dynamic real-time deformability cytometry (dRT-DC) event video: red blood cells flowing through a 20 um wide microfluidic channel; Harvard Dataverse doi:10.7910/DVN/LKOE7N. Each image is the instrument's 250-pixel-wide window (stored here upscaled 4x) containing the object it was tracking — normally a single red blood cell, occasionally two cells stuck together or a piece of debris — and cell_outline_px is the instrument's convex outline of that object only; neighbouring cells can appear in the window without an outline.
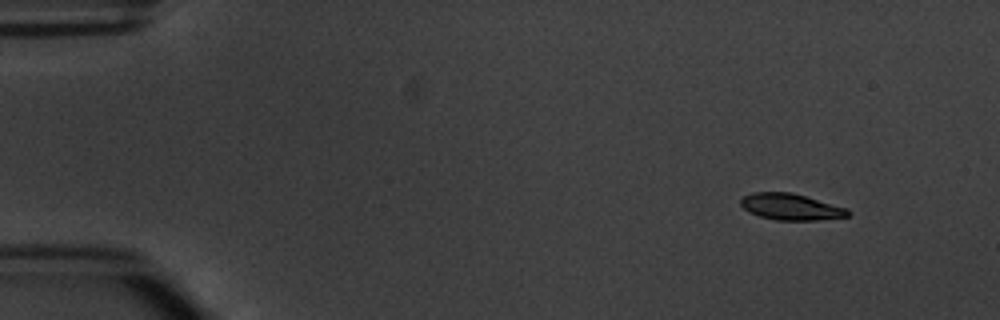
{"species": "common noctule bat (a hibernating species)", "species_latin": "Nyctalus noctula", "temperature_condition": "warm", "stored_images_in_passage": 5, "segment_of_instrument_passage": [2, 2], "camera_frame_rate_fps": 3000, "um_per_image_px": 0.085, "animal": {"sex": "male", "body_mass_g": 20.1, "forearm_length_mm": 53.5}, "frame": {"image": 1, "passage_image": 5, "time_ms": 5.333, "image_size_px": [1000, 320], "cell_outline_px": [[852, 212], [848, 216], [816, 220], [776, 220], [760, 216], [748, 212], [740, 204], [740, 200], [744, 196], [752, 192], [792, 192], [848, 208]], "centroid_in_image_um": [67.23, 17.57], "position_along_channel_um": 17.8, "area_um2": 16.53}}